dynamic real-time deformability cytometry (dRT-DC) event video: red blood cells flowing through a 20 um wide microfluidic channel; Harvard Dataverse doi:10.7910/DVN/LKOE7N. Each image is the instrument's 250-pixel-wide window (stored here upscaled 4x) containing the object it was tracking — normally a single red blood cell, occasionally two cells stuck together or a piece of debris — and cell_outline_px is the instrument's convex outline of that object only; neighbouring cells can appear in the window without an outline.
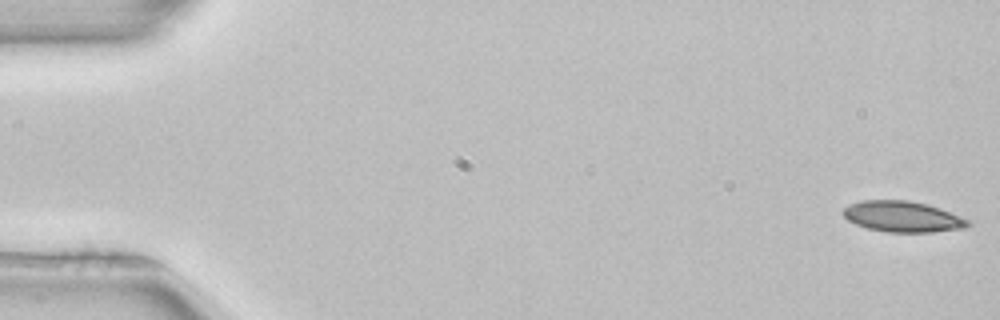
{"species": "common noctule bat (a hibernating species)", "species_latin": "Nyctalus noctula", "temperature_condition": "room temperature", "stored_images_in_passage": 52, "camera_frame_rate_fps": 3000, "um_per_image_px": 0.085, "animal": {"sex": "female", "body_mass_g": 22.7, "forearm_length_mm": 54.2}, "frame": {"image": 1, "passage_image": 1, "time_ms": 0.0, "image_size_px": [1000, 320], "cell_outline_px": [[972, 224], [964, 228], [932, 232], [884, 232], [868, 228], [856, 224], [848, 220], [840, 212], [848, 204], [860, 200], [908, 200], [928, 204], [940, 208], [968, 220]], "centroid_in_image_um": [76.68, 18.4], "position_along_channel_um": 8.3, "area_um2": 22.54}}
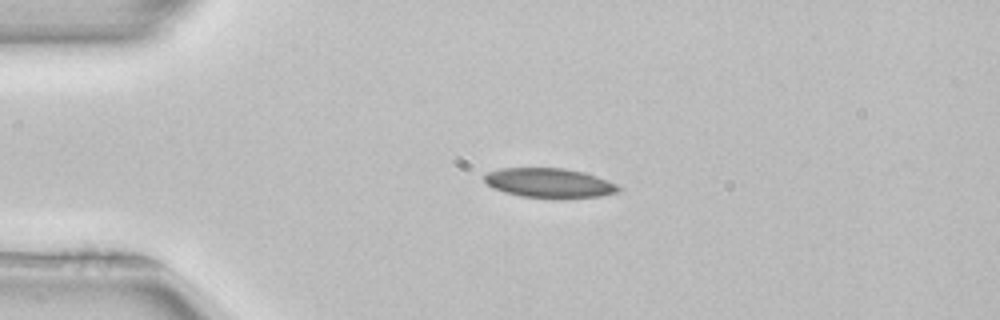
{"frame": {"image": 2, "passage_image": 12, "time_ms": 3.667, "image_size_px": [1000, 320], "cell_outline_px": [[620, 192], [600, 196], [560, 200], [520, 196], [504, 192], [492, 188], [484, 180], [484, 176], [488, 172], [500, 168], [564, 168], [584, 172], [608, 180], [616, 184], [620, 188]], "centroid_in_image_um": [46.71, 15.58], "position_along_channel_um": 38.3, "area_um2": 23.58}, "authors_computed_cell_mechanics": {"area_um2": 22.542, "velocity_mm_per_s": 3.9441, "shape_relaxation_time_tau1_ms": 11.1452, "shape_relaxation_time_tau2_ms": 6.3983, "deformation_change_tau1": 0.2072, "deformation_change_tau2": 0.1322}}